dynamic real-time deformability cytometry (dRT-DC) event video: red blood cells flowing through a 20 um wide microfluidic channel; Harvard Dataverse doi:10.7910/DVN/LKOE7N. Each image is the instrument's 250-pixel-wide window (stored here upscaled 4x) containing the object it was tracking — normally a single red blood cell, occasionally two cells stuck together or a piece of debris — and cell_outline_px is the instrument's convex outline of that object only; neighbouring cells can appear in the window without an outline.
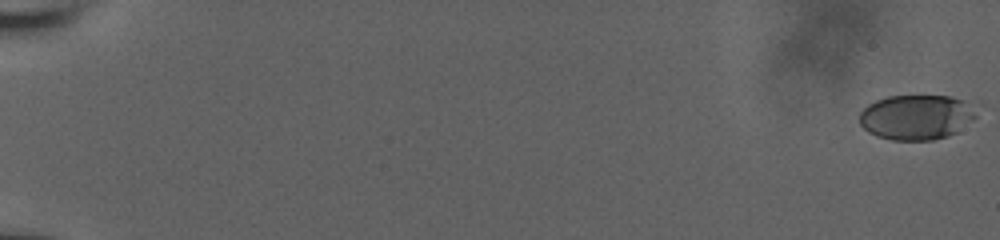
{"species": "human", "species_latin": "Homo sapiens", "temperature_condition": "room temperature", "stored_images_in_passage": 59, "camera_frame_rate_fps": 3000, "um_per_image_px": 0.085, "donor": {"sex": "male"}, "frame": {"image": 1, "passage_image": 1, "time_ms": 0.0, "image_size_px": [1000, 240], "cell_outline_px": [[976, 116], [972, 120], [956, 132], [948, 136], [932, 140], [892, 140], [876, 136], [868, 132], [860, 124], [860, 112], [868, 104], [876, 100], [888, 96], [952, 96], [960, 100], [976, 112]], "centroid_in_image_um": [77.83, 9.97], "position_along_channel_um": 7.2, "area_um2": 30.29}}
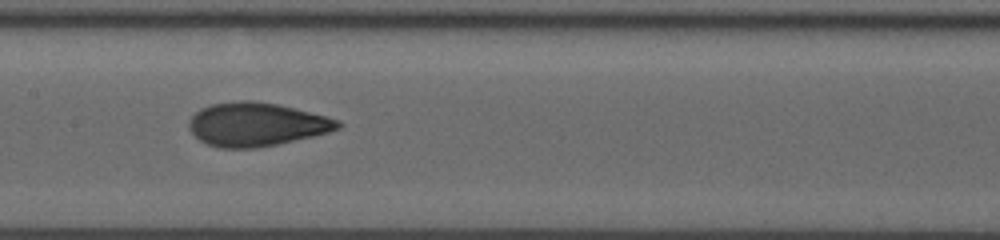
{"frame": {"image": 2, "passage_image": 33, "time_ms": 10.667, "image_size_px": [1000, 240], "cell_outline_px": [[344, 124], [340, 128], [328, 132], [312, 136], [276, 144], [256, 148], [220, 148], [208, 144], [200, 140], [188, 128], [188, 120], [200, 108], [212, 104], [240, 100], [252, 100], [276, 104], [340, 120]], "centroid_in_image_um": [21.77, 10.57], "position_along_channel_um": 185.6, "area_um2": 37.51}}
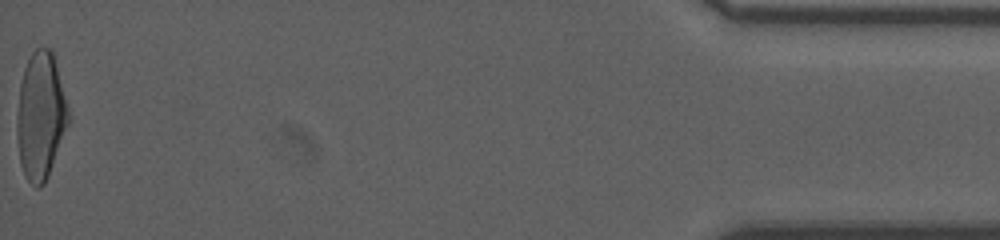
{"frame": {"image": 3, "passage_image": 59, "time_ms": 19.333, "image_size_px": [1000, 240], "cell_outline_px": [[68, 124], [48, 176], [44, 184], [40, 188], [36, 188], [24, 176], [20, 164], [16, 132], [16, 116], [20, 84], [24, 68], [32, 52], [36, 48], [52, 48], [68, 108]], "centroid_in_image_um": [3.43, 9.86], "position_along_channel_um": 431.8, "area_um2": 38.09}, "authors_computed_cell_mechanics": {"area_um2": 36.1828, "velocity_mm_per_s": 3.8414, "shape_relaxation_time_tau1_ms": 5.5539, "shape_relaxation_time_tau2_ms": 1.1265, "deformation_change_tau1": 0.1832, "deformation_change_tau2": 0.0781}}